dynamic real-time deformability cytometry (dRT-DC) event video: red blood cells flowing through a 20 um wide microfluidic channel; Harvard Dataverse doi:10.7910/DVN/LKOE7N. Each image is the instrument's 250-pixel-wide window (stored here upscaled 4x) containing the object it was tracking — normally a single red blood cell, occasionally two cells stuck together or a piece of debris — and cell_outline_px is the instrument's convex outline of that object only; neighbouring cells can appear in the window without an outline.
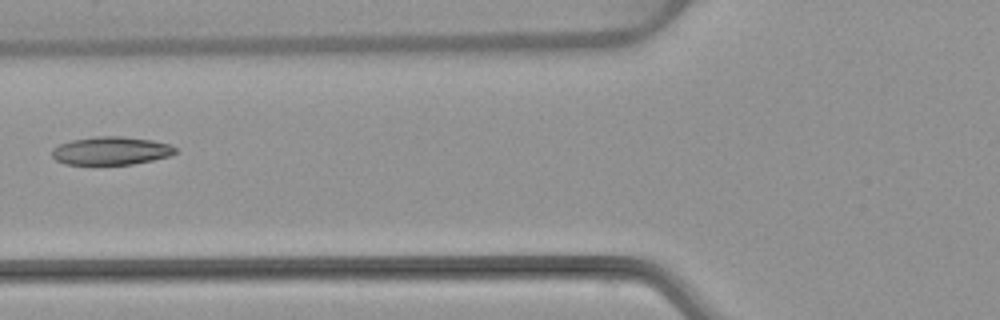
{"species": "common noctule bat (a hibernating species)", "species_latin": "Nyctalus noctula", "temperature_condition": "warm", "stored_images_in_passage": 3, "camera_frame_rate_fps": 3000, "um_per_image_px": 0.085, "animal": {"sex": "female", "body_mass_g": 22.7, "forearm_length_mm": 54.2}, "frame": {"image": 1, "passage_image": 3, "time_ms": 2.333, "image_size_px": [1000, 320], "cell_outline_px": [[176, 152], [172, 156], [132, 164], [64, 164], [56, 160], [52, 156], [52, 148], [60, 144], [72, 140], [96, 136], [124, 136], [152, 140], [168, 144], [176, 148]], "centroid_in_image_um": [9.44, 12.81], "position_along_channel_um": 116.4, "area_um2": 20.23}}